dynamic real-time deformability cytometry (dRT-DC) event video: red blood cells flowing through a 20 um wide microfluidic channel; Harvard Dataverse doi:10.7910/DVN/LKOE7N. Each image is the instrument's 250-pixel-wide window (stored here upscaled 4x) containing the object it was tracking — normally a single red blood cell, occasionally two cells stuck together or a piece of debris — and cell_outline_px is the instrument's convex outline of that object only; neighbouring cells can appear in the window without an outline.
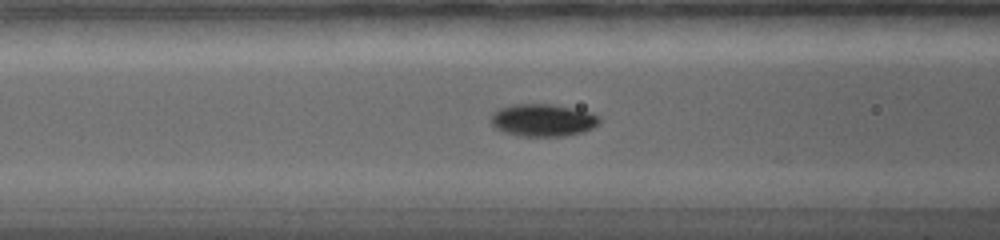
{"species": "common noctule bat (a hibernating species)", "species_latin": "Nyctalus noctula", "temperature_condition": "warm", "stored_images_in_passage": 17, "camera_frame_rate_fps": 5000, "um_per_image_px": 0.085, "animal": {"sex": "female", "body_mass_g": 19.0, "forearm_length_mm": 56.7}, "frame": {"image": 1, "passage_image": 8, "time_ms": 4.6, "image_size_px": [1000, 240], "cell_outline_px": [[600, 120], [592, 128], [584, 132], [560, 136], [520, 136], [504, 132], [496, 128], [492, 124], [492, 112], [500, 108], [512, 104], [552, 104], [592, 112], [600, 116]], "centroid_in_image_um": [46.15, 10.21], "position_along_channel_um": 120.4, "area_um2": 20.46}}
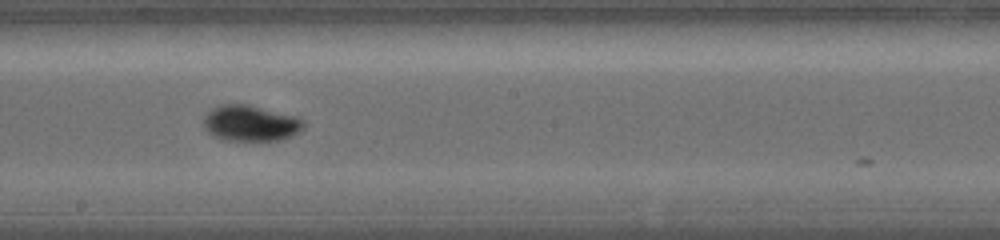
{"frame": {"image": 2, "passage_image": 14, "time_ms": 7.4, "image_size_px": [1000, 240], "cell_outline_px": [[304, 128], [300, 132], [284, 140], [224, 140], [208, 132], [204, 128], [204, 116], [212, 108], [220, 104], [248, 104], [296, 116], [304, 120]], "centroid_in_image_um": [21.33, 10.47], "position_along_channel_um": 226.9, "area_um2": 21.04}}
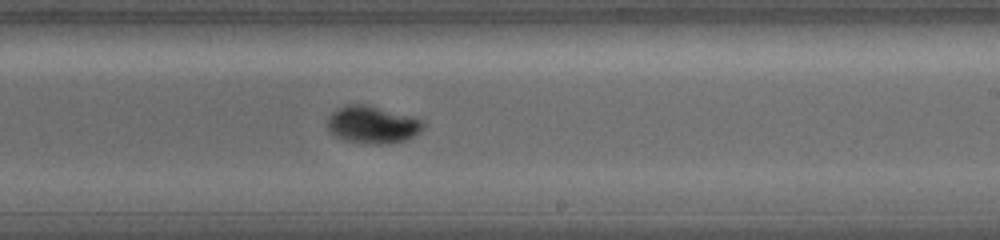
{"frame": {"image": 3, "passage_image": 17, "time_ms": 8.2, "image_size_px": [1000, 240], "cell_outline_px": [[424, 128], [420, 132], [404, 140], [388, 144], [376, 144], [344, 140], [336, 136], [328, 128], [328, 116], [336, 108], [348, 104], [368, 104], [416, 116], [424, 120]], "centroid_in_image_um": [31.7, 10.56], "position_along_channel_um": 257.3, "area_um2": 21.15}}